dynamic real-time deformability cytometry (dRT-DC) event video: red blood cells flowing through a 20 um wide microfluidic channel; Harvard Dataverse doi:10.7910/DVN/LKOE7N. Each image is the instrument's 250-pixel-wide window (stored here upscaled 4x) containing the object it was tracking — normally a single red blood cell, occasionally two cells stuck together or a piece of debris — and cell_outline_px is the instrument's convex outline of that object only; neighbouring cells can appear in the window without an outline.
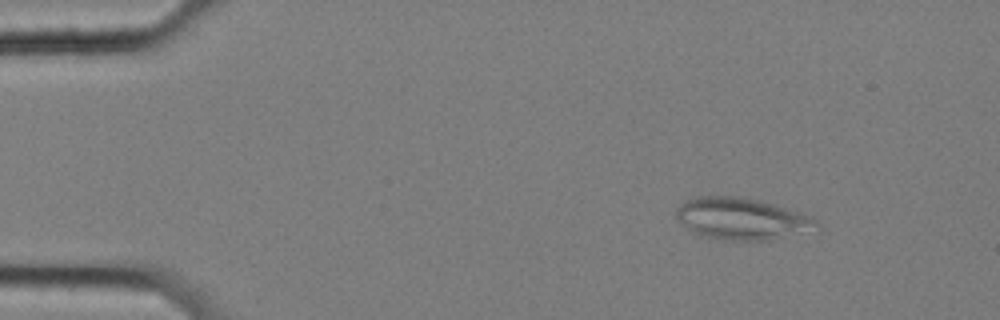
{"species": "common noctule bat (a hibernating species)", "species_latin": "Nyctalus noctula", "temperature_condition": "cold", "stored_images_in_passage": 57, "camera_frame_rate_fps": 3000, "um_per_image_px": 0.085, "animal": {"sex": "female", "body_mass_g": 25.1}, "frame": {"image": 1, "passage_image": 7, "time_ms": 2.0, "image_size_px": [1000, 320], "cell_outline_px": [[824, 228], [820, 232], [768, 240], [724, 240], [700, 236], [692, 232], [676, 216], [676, 208], [680, 204], [696, 196], [740, 196], [760, 200], [776, 204], [812, 216]], "centroid_in_image_um": [63.19, 18.61], "position_along_channel_um": 21.8, "area_um2": 35.08}}
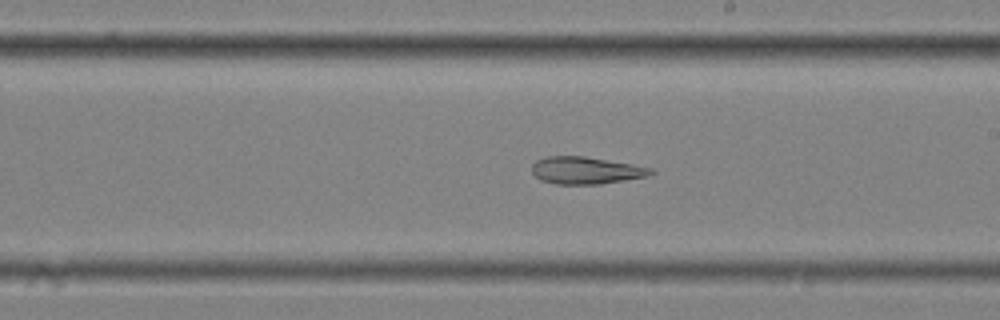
{"frame": {"image": 2, "passage_image": 33, "time_ms": 10.667, "image_size_px": [1000, 320], "cell_outline_px": [[656, 172], [648, 176], [600, 184], [556, 184], [540, 180], [532, 172], [532, 164], [536, 160], [548, 156], [584, 156], [652, 168]], "centroid_in_image_um": [49.78, 14.49], "position_along_channel_um": 239.2, "area_um2": 18.73}}
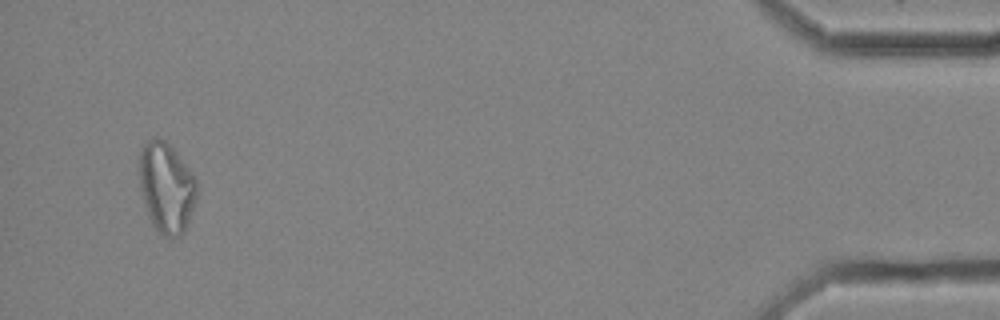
{"frame": {"image": 3, "passage_image": 55, "time_ms": 18.0, "image_size_px": [1000, 320], "cell_outline_px": [[196, 200], [188, 224], [184, 232], [180, 236], [172, 240], [160, 236], [152, 224], [148, 216], [144, 204], [140, 188], [140, 152], [144, 144], [148, 140], [156, 136], [164, 140], [176, 152], [192, 172], [196, 180]], "centroid_in_image_um": [14.15, 16.0], "position_along_channel_um": 421.1, "area_um2": 30.58}, "authors_computed_cell_mechanics": {"area_um2": 25.7788, "velocity_mm_per_s": 3.4942, "shape_relaxation_time_tau1_ms": null, "shape_relaxation_time_tau2_ms": 3.9131, "deformation_change_tau1": null, "deformation_change_tau2": 0.1365}}